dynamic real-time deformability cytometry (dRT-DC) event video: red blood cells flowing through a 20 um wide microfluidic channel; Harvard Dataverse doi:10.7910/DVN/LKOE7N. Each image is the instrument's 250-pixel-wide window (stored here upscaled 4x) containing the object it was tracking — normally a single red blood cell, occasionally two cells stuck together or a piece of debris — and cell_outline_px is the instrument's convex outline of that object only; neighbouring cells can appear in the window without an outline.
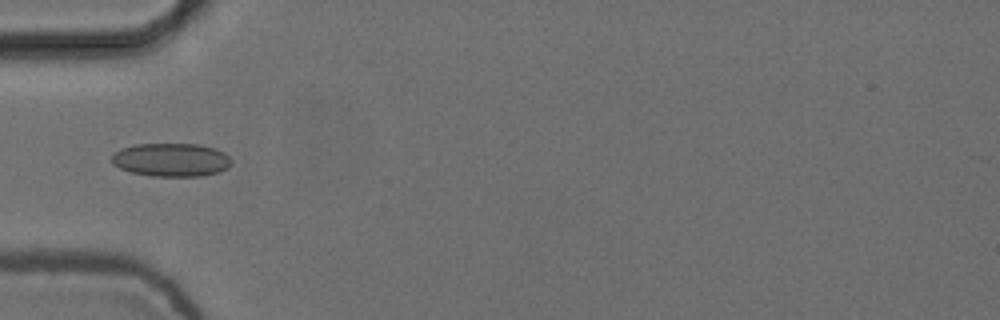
{"species": "common noctule bat (a hibernating species)", "species_latin": "Nyctalus noctula", "temperature_condition": "cold", "stored_images_in_passage": 6, "camera_frame_rate_fps": 3000, "um_per_image_px": 0.085, "animal": {"sex": "female", "body_mass_g": 24.6, "forearm_length_mm": 56.2}, "frame": {"image": 1, "passage_image": 4, "time_ms": 1.0, "image_size_px": [1000, 320], "cell_outline_px": [[232, 164], [228, 168], [220, 172], [200, 176], [152, 176], [132, 172], [120, 168], [112, 164], [112, 156], [120, 148], [136, 144], [196, 144], [216, 148], [224, 152], [232, 160]], "centroid_in_image_um": [14.58, 13.58], "position_along_channel_um": 70.4, "area_um2": 23.41}}
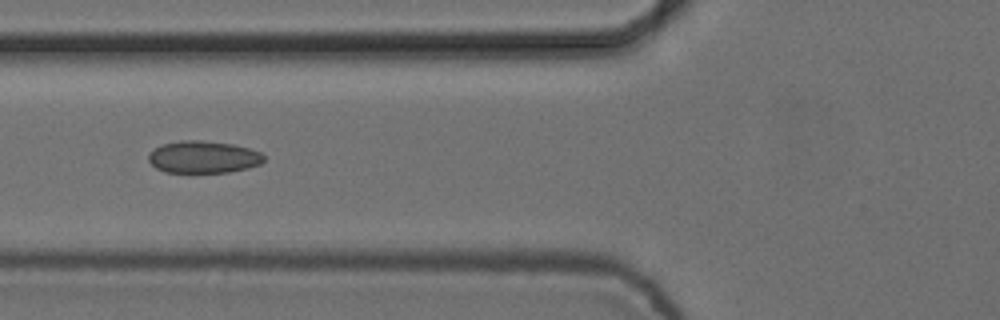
{"frame": {"image": 2, "passage_image": 5, "time_ms": 1.333, "image_size_px": [1000, 320], "cell_outline_px": [[264, 160], [260, 164], [248, 168], [228, 172], [164, 172], [156, 168], [148, 160], [148, 156], [156, 148], [164, 144], [180, 140], [200, 140], [232, 144], [248, 148], [260, 152], [264, 156]], "centroid_in_image_um": [17.29, 13.35], "position_along_channel_um": 108.5, "area_um2": 21.44}}
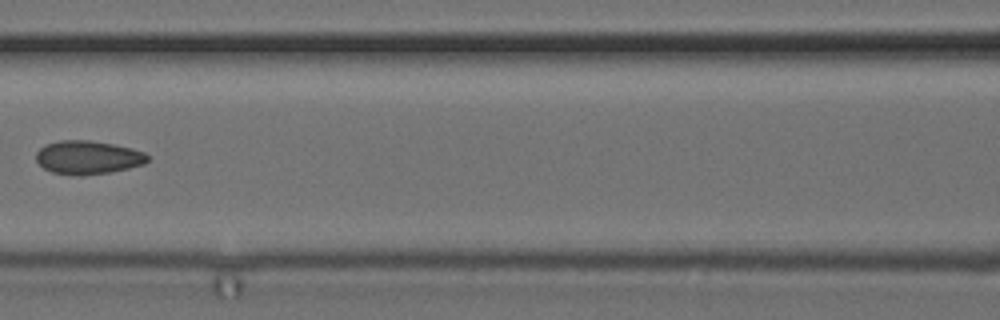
{"frame": {"image": 3, "passage_image": 6, "time_ms": 1.667, "image_size_px": [1000, 320], "cell_outline_px": [[148, 160], [144, 164], [112, 172], [80, 176], [72, 176], [52, 172], [44, 168], [36, 160], [36, 152], [44, 144], [60, 140], [88, 140], [112, 144], [132, 148], [144, 152], [148, 156]], "centroid_in_image_um": [7.45, 13.39], "position_along_channel_um": 159.1, "area_um2": 21.91}}